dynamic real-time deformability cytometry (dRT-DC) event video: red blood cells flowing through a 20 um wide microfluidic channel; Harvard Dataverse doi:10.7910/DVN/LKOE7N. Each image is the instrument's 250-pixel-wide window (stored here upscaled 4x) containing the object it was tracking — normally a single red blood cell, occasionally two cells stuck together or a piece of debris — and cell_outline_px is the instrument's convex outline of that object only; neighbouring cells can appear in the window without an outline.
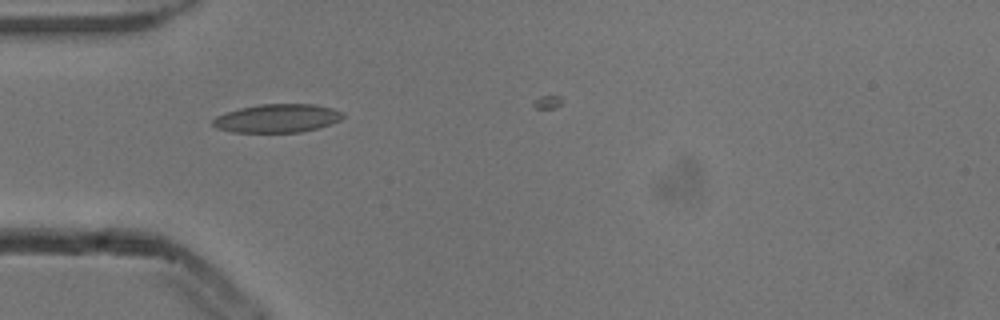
{"species": "common noctule bat (a hibernating species)", "species_latin": "Nyctalus noctula", "temperature_condition": "cold", "stored_images_in_passage": 2, "camera_frame_rate_fps": 3000, "um_per_image_px": 0.085, "animal": {"sex": "male", "body_mass_g": 13.3}, "frame": {"image": 1, "passage_image": 1, "time_ms": 0.0, "image_size_px": [1000, 320], "cell_outline_px": [[344, 116], [340, 120], [332, 124], [300, 132], [232, 132], [216, 128], [212, 124], [212, 120], [216, 116], [240, 108], [260, 104], [312, 104], [332, 108], [344, 112]], "centroid_in_image_um": [23.58, 10.05], "position_along_channel_um": 61.4, "area_um2": 21.5}}
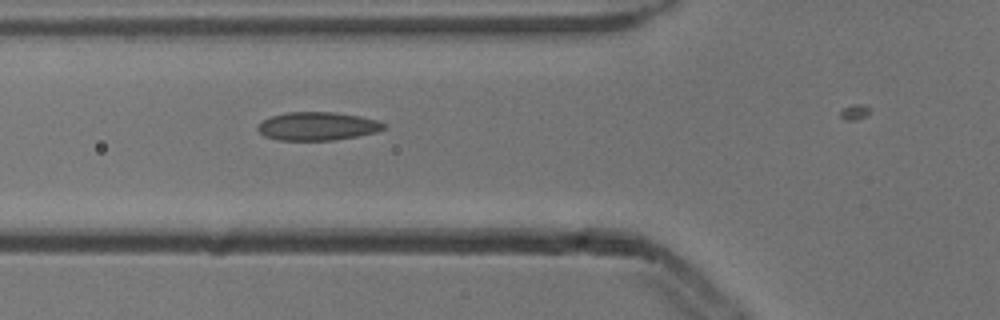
{"frame": {"image": 2, "passage_image": 2, "time_ms": 0.333, "image_size_px": [1000, 320], "cell_outline_px": [[384, 128], [376, 132], [356, 136], [332, 140], [280, 140], [264, 136], [256, 128], [264, 120], [272, 116], [288, 112], [332, 112], [360, 116], [376, 120], [384, 124]], "centroid_in_image_um": [26.96, 10.72], "position_along_channel_um": 98.8, "area_um2": 20.46}}